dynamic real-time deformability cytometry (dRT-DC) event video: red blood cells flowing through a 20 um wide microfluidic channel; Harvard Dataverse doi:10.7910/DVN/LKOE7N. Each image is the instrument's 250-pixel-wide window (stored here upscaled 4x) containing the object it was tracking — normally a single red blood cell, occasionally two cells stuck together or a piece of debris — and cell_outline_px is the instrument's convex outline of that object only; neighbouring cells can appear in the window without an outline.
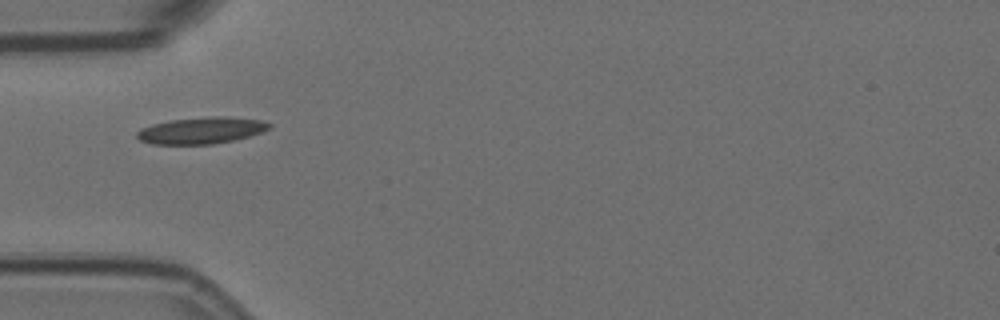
{"species": "Egyptian fruit bat (a non-hibernating species)", "species_latin": "Rousettus aegyptiacus", "temperature_condition": "room temperature", "stored_images_in_passage": 6, "camera_frame_rate_fps": 3000, "um_per_image_px": 0.085, "animal": {"sex": "female"}, "frame": {"image": 1, "passage_image": 1, "time_ms": 0.0, "image_size_px": [1000, 320], "cell_outline_px": [[272, 128], [248, 136], [232, 140], [212, 144], [152, 144], [140, 140], [136, 136], [136, 132], [140, 128], [152, 124], [172, 120], [212, 116], [216, 116], [260, 120], [272, 124]], "centroid_in_image_um": [17.08, 11.09], "position_along_channel_um": 67.9, "area_um2": 20.23}}
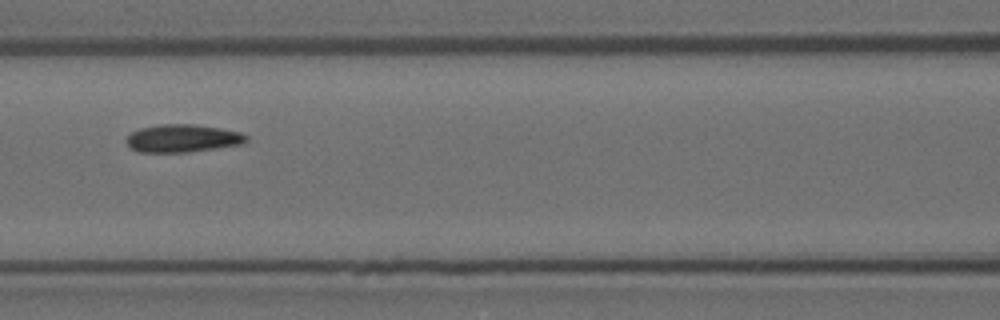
{"frame": {"image": 2, "passage_image": 3, "time_ms": 0.667, "image_size_px": [1000, 320], "cell_outline_px": [[248, 140], [244, 144], [188, 152], [136, 152], [128, 148], [124, 140], [132, 132], [140, 128], [160, 124], [192, 124], [220, 128], [240, 132], [248, 136]], "centroid_in_image_um": [15.49, 11.76], "position_along_channel_um": 151.1, "area_um2": 19.65}}
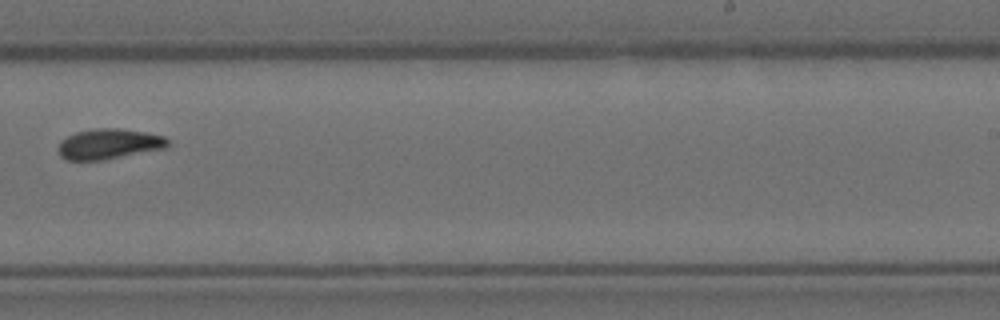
{"frame": {"image": 3, "passage_image": 6, "time_ms": 1.667, "image_size_px": [1000, 320], "cell_outline_px": [[168, 148], [104, 160], [68, 160], [60, 156], [60, 140], [76, 132], [96, 128], [120, 128], [144, 132], [164, 136], [168, 140]], "centroid_in_image_um": [9.29, 12.24], "position_along_channel_um": 279.7, "area_um2": 19.36}}